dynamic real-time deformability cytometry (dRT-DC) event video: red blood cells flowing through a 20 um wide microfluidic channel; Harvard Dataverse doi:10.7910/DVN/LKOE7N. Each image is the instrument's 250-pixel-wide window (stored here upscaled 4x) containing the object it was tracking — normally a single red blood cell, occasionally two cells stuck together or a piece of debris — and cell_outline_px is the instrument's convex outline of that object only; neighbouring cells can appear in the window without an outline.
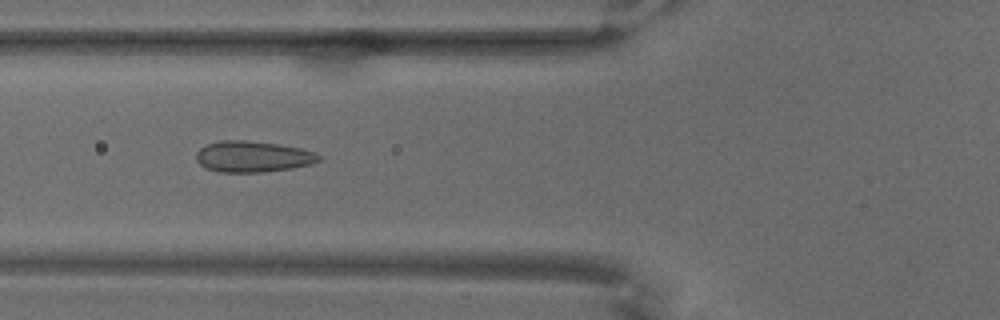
{"species": "common noctule bat (a hibernating species)", "species_latin": "Nyctalus noctula", "temperature_condition": "warm", "stored_images_in_passage": 46, "camera_frame_rate_fps": 3000, "um_per_image_px": 0.085, "animal": {"sex": "male", "body_mass_g": 18.8}, "frame": {"image": 1, "passage_image": 5, "time_ms": 1.333, "image_size_px": [1000, 320], "cell_outline_px": [[324, 156], [320, 160], [312, 164], [292, 168], [264, 172], [220, 172], [204, 168], [196, 160], [196, 152], [204, 144], [220, 140], [244, 140], [276, 144], [300, 148], [316, 152]], "centroid_in_image_um": [21.49, 13.31], "position_along_channel_um": 104.3, "area_um2": 22.48}}
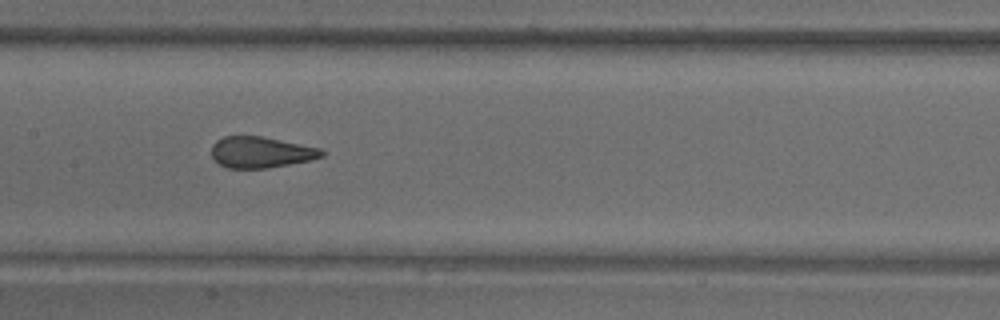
{"frame": {"image": 2, "passage_image": 13, "time_ms": 4.0, "image_size_px": [1000, 320], "cell_outline_px": [[324, 156], [308, 160], [268, 168], [228, 168], [220, 164], [212, 156], [212, 144], [216, 140], [224, 136], [260, 136], [320, 148], [324, 152]], "centroid_in_image_um": [22.14, 12.94], "position_along_channel_um": 185.3, "area_um2": 19.71}}
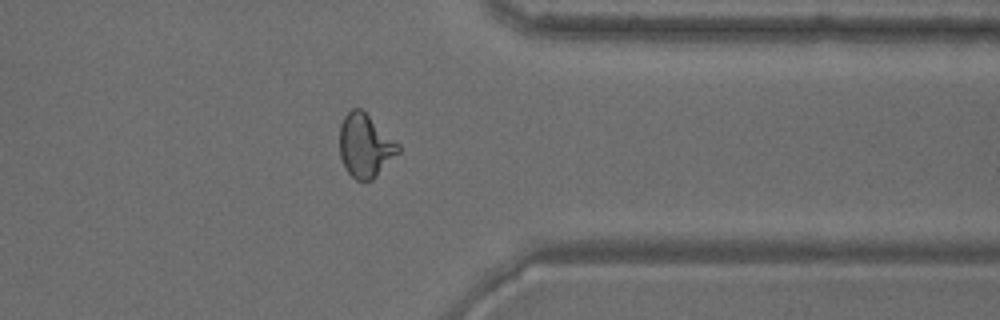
{"frame": {"image": 3, "passage_image": 33, "time_ms": 10.667, "image_size_px": [1000, 320], "cell_outline_px": [[400, 152], [372, 180], [356, 180], [348, 172], [340, 156], [340, 124], [344, 116], [352, 108], [360, 108], [400, 144]], "centroid_in_image_um": [31.05, 12.38], "position_along_channel_um": 380.4, "area_um2": 21.44}}